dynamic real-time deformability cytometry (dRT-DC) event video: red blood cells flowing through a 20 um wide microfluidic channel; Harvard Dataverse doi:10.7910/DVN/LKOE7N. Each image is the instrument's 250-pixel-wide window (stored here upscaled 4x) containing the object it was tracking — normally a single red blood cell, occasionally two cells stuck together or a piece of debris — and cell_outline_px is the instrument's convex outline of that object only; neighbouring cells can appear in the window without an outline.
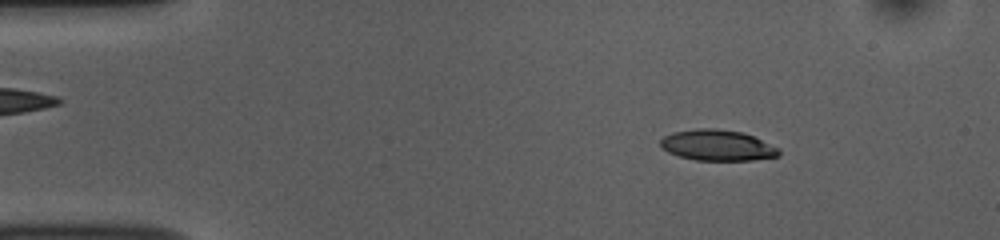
{"species": "common noctule bat (a hibernating species)", "species_latin": "Nyctalus noctula", "temperature_condition": "room temperature", "stored_images_in_passage": 52, "camera_frame_rate_fps": 3000, "um_per_image_px": 0.085, "animal": {"sex": "female", "body_mass_g": 10.0, "forearm_length_mm": 53.1}, "frame": {"image": 1, "passage_image": 7, "time_ms": 2.0, "image_size_px": [1000, 240], "cell_outline_px": [[780, 156], [752, 160], [696, 160], [680, 156], [668, 152], [660, 144], [660, 140], [664, 136], [672, 132], [696, 128], [716, 128], [744, 132], [780, 148]], "centroid_in_image_um": [61.0, 12.34], "position_along_channel_um": 24.0, "area_um2": 21.39}}
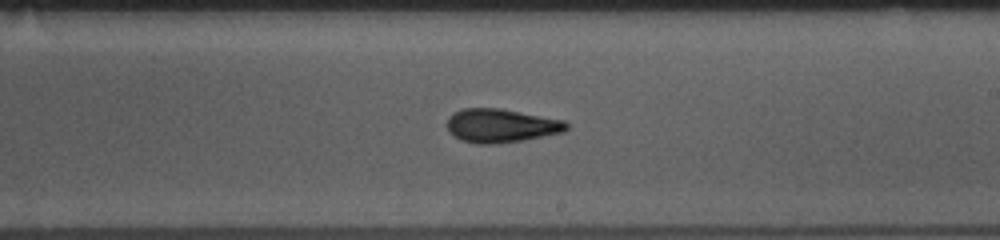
{"frame": {"image": 2, "passage_image": 30, "time_ms": 9.667, "image_size_px": [1000, 240], "cell_outline_px": [[568, 128], [564, 132], [520, 140], [496, 144], [476, 144], [460, 140], [448, 132], [444, 124], [448, 116], [464, 108], [500, 108], [564, 120], [568, 124]], "centroid_in_image_um": [42.53, 10.68], "position_along_channel_um": 246.5, "area_um2": 23.58}}
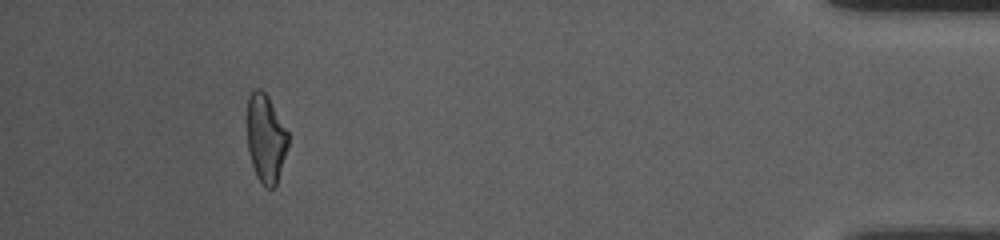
{"frame": {"image": 3, "passage_image": 48, "time_ms": 15.667, "image_size_px": [1000, 240], "cell_outline_px": [[288, 148], [276, 184], [272, 188], [268, 188], [256, 176], [248, 152], [248, 96], [252, 88], [260, 88], [268, 96], [288, 132]], "centroid_in_image_um": [22.59, 11.73], "position_along_channel_um": 412.6, "area_um2": 20.92}, "authors_computed_cell_mechanics": {"area_um2": 22.3686, "velocity_mm_per_s": 3.7837, "shape_relaxation_time_tau1_ms": 4.7753, "shape_relaxation_time_tau2_ms": 3.1109, "deformation_change_tau1": 0.1643, "deformation_change_tau2": 0.1078}}